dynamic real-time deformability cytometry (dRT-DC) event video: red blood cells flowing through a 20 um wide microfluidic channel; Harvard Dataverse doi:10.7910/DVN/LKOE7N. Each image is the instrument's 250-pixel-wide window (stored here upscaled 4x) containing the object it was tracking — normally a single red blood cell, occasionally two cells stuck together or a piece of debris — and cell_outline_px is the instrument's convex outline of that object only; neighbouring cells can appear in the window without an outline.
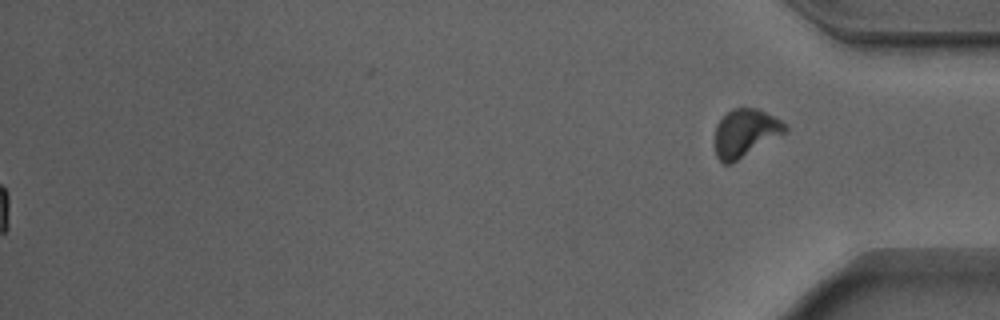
{"species": "Egyptian fruit bat (a non-hibernating species)", "species_latin": "Rousettus aegyptiacus", "temperature_condition": "warm", "stored_images_in_passage": 55, "segment_of_instrument_passage": [2, 2], "camera_frame_rate_fps": 3000, "um_per_image_px": 0.085, "animal": {"sex": "male"}, "frame": {"image": 1, "passage_image": 55, "time_ms": 18.0, "image_size_px": [1000, 320], "cell_outline_px": [[788, 132], [732, 164], [724, 164], [716, 156], [716, 124], [732, 108], [756, 108], [788, 124]], "centroid_in_image_um": [63.39, 11.32], "position_along_channel_um": 371.8, "area_um2": 19.65}}